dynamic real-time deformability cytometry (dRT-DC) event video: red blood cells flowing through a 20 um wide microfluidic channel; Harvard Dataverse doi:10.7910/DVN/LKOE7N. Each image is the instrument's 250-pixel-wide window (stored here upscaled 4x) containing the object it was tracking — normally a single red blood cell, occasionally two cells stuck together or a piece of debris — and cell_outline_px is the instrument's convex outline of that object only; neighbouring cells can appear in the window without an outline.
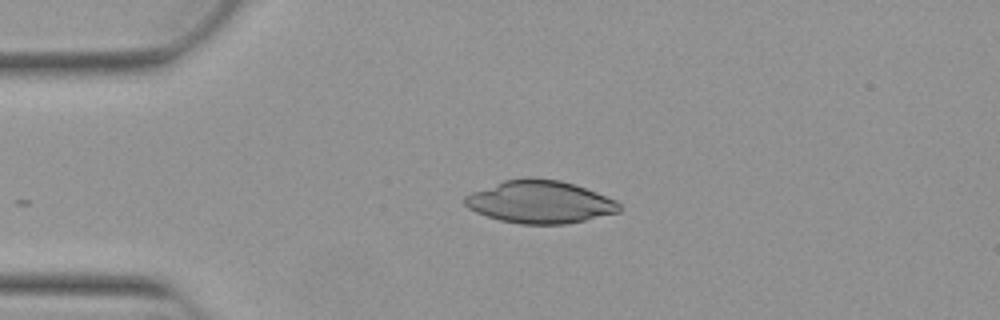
{"species": "Egyptian fruit bat (a non-hibernating species)", "species_latin": "Rousettus aegyptiacus", "temperature_condition": "warm", "stored_images_in_passage": 34, "camera_frame_rate_fps": 3000, "um_per_image_px": 0.085, "animal": {"sex": "female"}, "frame": {"image": 1, "passage_image": 1, "time_ms": 0.0, "image_size_px": [1000, 320], "cell_outline_px": [[620, 212], [584, 220], [564, 224], [520, 224], [500, 220], [476, 212], [468, 208], [464, 204], [464, 196], [472, 192], [504, 180], [524, 176], [528, 176], [560, 180], [576, 184], [616, 200], [620, 204]], "centroid_in_image_um": [45.89, 17.15], "position_along_channel_um": 39.1, "area_um2": 38.55}}
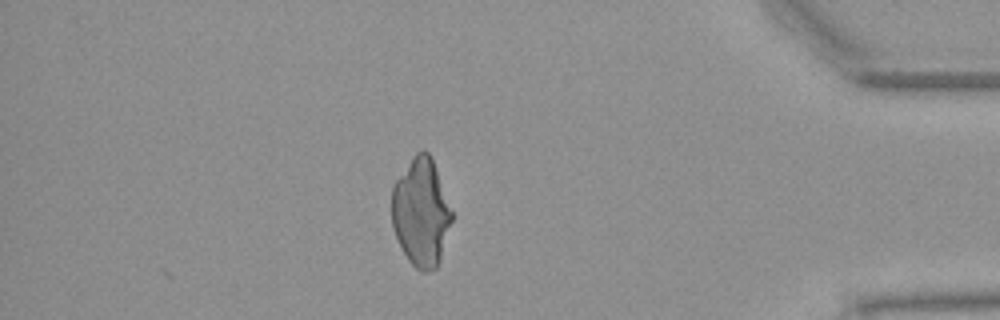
{"frame": {"image": 2, "passage_image": 34, "time_ms": 11.0, "image_size_px": [1000, 320], "cell_outline_px": [[452, 220], [440, 260], [436, 268], [428, 272], [420, 272], [408, 260], [392, 228], [392, 188], [396, 180], [412, 156], [416, 152], [424, 148], [428, 152], [432, 160], [452, 212]], "centroid_in_image_um": [35.77, 18.06], "position_along_channel_um": 399.4, "area_um2": 37.45}}